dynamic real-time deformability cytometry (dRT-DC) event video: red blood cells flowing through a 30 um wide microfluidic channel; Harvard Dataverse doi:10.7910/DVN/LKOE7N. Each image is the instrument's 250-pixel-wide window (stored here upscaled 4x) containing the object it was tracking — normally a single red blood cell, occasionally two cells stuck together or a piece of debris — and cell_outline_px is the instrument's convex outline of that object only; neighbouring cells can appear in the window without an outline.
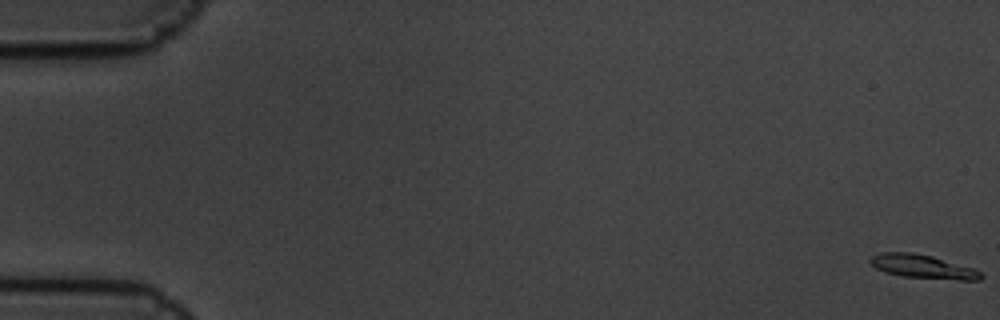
{"species": "common noctule bat (a hibernating species)", "species_latin": "Nyctalus noctula", "temperature_condition": "cold", "stored_images_in_passage": 11, "camera_frame_rate_fps": 3000, "um_per_image_px": 0.085, "animal": {"sex": "male", "body_mass_g": 19.5, "forearm_length_mm": 54.6}, "frame": {"image": 1, "passage_image": 1, "time_ms": 0.0, "image_size_px": [1000, 320], "cell_outline_px": [[984, 276], [980, 280], [960, 280], [904, 276], [884, 272], [876, 268], [868, 260], [872, 256], [880, 252], [912, 252], [932, 256], [972, 268], [980, 272]], "centroid_in_image_um": [78.41, 22.65], "position_along_channel_um": 6.6, "area_um2": 15.09}}
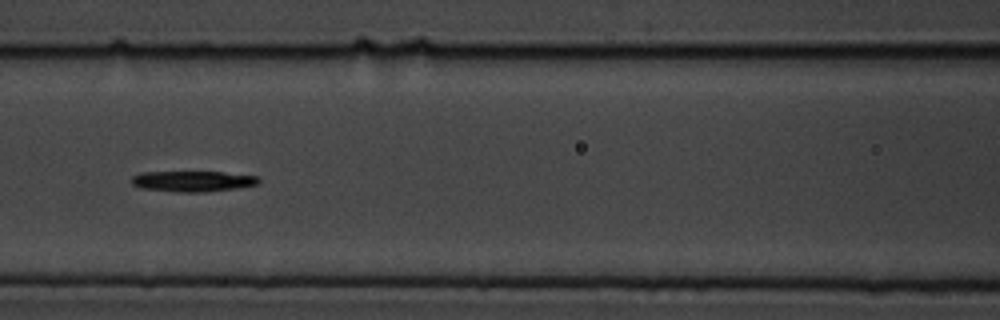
{"frame": {"image": 2, "passage_image": 8, "time_ms": 2.333, "image_size_px": [1000, 320], "cell_outline_px": [[260, 184], [240, 188], [204, 192], [176, 192], [140, 188], [132, 184], [132, 176], [144, 172], [224, 172], [256, 176], [260, 180]], "centroid_in_image_um": [16.42, 15.41], "position_along_channel_um": 150.2, "area_um2": 15.43}}
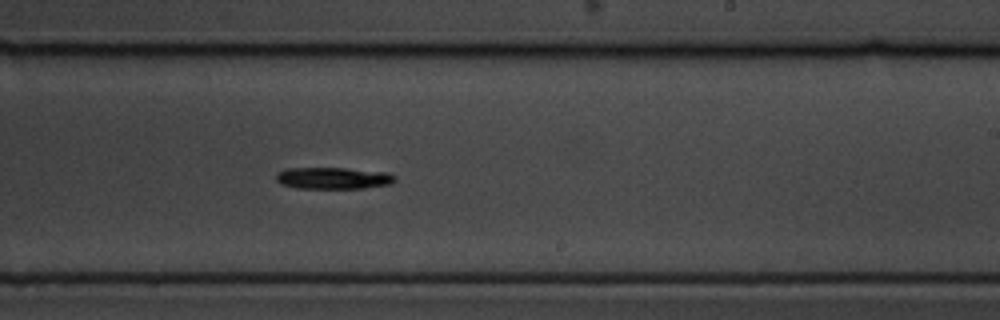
{"frame": {"image": 3, "passage_image": 11, "time_ms": 3.333, "image_size_px": [1000, 320], "cell_outline_px": [[396, 180], [392, 184], [364, 188], [296, 188], [280, 184], [276, 180], [276, 172], [284, 168], [348, 168], [388, 172], [396, 176]], "centroid_in_image_um": [28.32, 15.13], "position_along_channel_um": 260.7, "area_um2": 15.32}}